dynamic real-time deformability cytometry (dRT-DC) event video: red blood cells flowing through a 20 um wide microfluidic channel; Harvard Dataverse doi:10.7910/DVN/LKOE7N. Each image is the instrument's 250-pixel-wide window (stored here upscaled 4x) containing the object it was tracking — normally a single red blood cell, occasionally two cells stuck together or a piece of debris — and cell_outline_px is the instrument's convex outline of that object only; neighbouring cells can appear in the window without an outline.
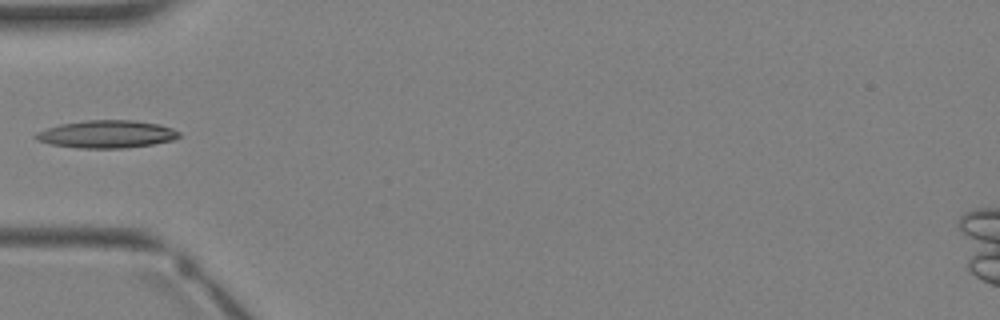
{"species": "Egyptian fruit bat (a non-hibernating species)", "species_latin": "Rousettus aegyptiacus", "temperature_condition": "warm", "stored_images_in_passage": 2, "camera_frame_rate_fps": 3000, "um_per_image_px": 0.085, "animal": {"sex": "female"}, "frame": {"image": 1, "passage_image": 2, "time_ms": 1.0, "image_size_px": [1000, 320], "cell_outline_px": [[180, 136], [172, 140], [152, 144], [124, 148], [80, 148], [52, 144], [36, 140], [32, 136], [36, 132], [60, 124], [84, 120], [136, 120], [160, 124], [172, 128], [180, 132]], "centroid_in_image_um": [9.07, 11.39], "position_along_channel_um": 75.9, "area_um2": 23.12}}